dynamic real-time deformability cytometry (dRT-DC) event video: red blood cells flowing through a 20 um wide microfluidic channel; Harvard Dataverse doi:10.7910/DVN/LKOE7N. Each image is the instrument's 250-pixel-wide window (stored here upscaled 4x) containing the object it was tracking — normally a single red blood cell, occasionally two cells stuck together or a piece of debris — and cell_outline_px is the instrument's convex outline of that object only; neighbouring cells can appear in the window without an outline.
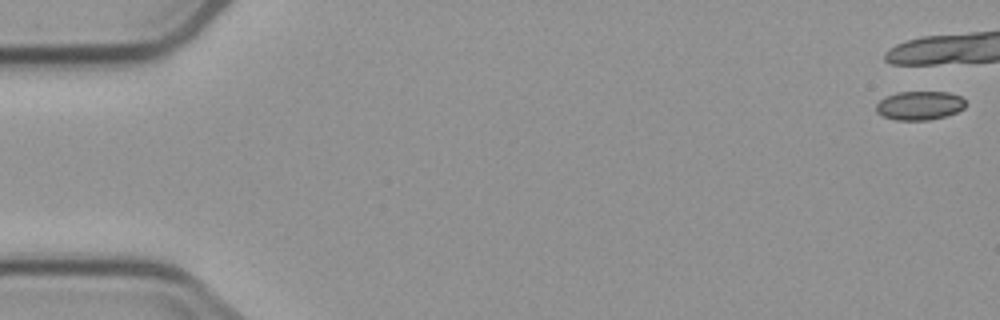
{"species": "common noctule bat (a hibernating species)", "species_latin": "Nyctalus noctula", "temperature_condition": "cold", "stored_images_in_passage": 8, "camera_frame_rate_fps": 3000, "um_per_image_px": 0.085, "animal": {"sex": "male", "body_mass_g": 23.1, "forearm_length_mm": 52.7}, "frame": {"image": 1, "passage_image": 1, "time_ms": 0.0, "image_size_px": [1000, 320], "cell_outline_px": [[964, 108], [956, 112], [944, 116], [928, 120], [896, 120], [884, 116], [876, 112], [876, 104], [884, 96], [896, 92], [948, 92], [960, 96], [964, 100]], "centroid_in_image_um": [78.13, 8.96], "position_along_channel_um": 6.9, "area_um2": 14.97}}
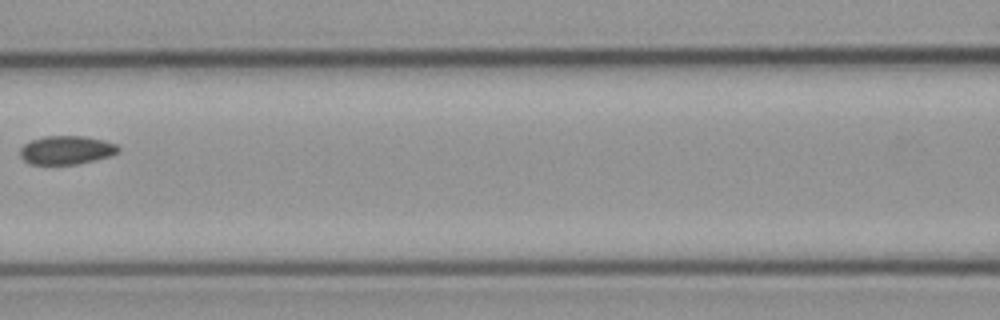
{"frame": {"image": 2, "passage_image": 8, "time_ms": 9.333, "image_size_px": [1000, 320], "cell_outline_px": [[120, 152], [112, 156], [96, 160], [76, 164], [28, 164], [20, 156], [20, 148], [24, 144], [32, 140], [44, 136], [84, 136], [104, 140], [116, 144], [120, 148]], "centroid_in_image_um": [5.67, 12.76], "position_along_channel_um": 160.9, "area_um2": 16.53}}